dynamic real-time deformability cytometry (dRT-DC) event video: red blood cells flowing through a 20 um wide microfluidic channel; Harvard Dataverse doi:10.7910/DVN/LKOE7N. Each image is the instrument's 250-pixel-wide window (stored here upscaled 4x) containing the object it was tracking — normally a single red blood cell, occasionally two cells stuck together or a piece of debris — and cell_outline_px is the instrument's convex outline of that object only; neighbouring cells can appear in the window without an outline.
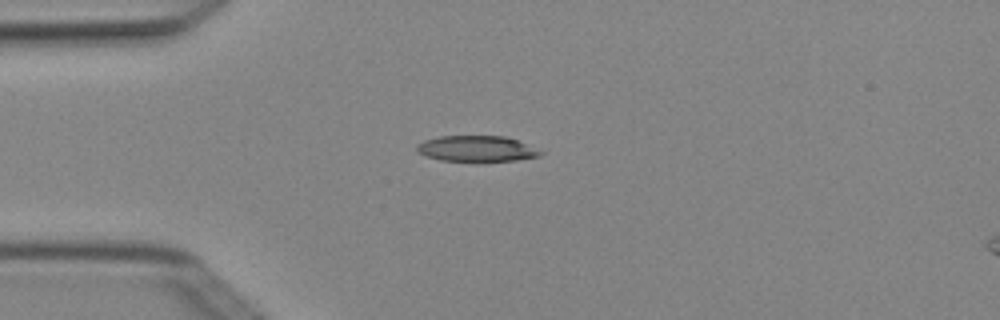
{"species": "Egyptian fruit bat (a non-hibernating species)", "species_latin": "Rousettus aegyptiacus", "temperature_condition": "cold", "stored_images_in_passage": 2, "camera_frame_rate_fps": 3000, "um_per_image_px": 0.085, "animal": {"sex": "female"}, "frame": {"image": 1, "passage_image": 1, "time_ms": 0.0, "image_size_px": [1000, 320], "cell_outline_px": [[544, 152], [540, 156], [516, 160], [440, 160], [428, 156], [420, 152], [416, 148], [416, 144], [424, 140], [440, 136], [504, 136], [516, 140]], "centroid_in_image_um": [40.51, 12.62], "position_along_channel_um": 44.5, "area_um2": 18.09}}